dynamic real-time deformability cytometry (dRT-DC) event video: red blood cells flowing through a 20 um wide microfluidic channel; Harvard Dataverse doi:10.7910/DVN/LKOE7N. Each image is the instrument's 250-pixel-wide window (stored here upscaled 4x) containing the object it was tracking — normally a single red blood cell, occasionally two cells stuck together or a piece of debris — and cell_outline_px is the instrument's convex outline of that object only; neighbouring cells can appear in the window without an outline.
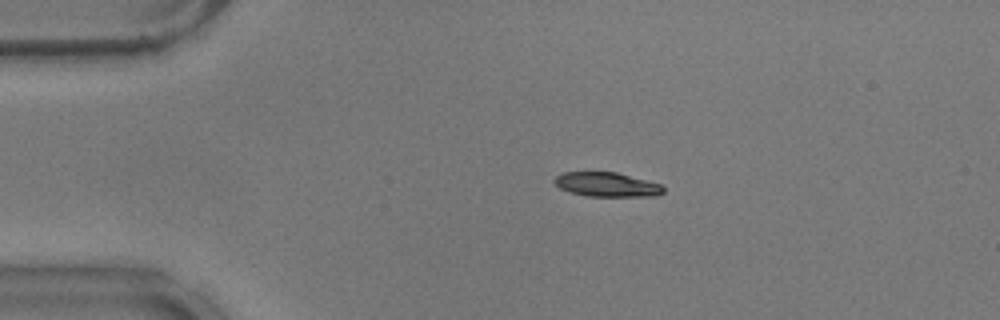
{"species": "common noctule bat (a hibernating species)", "species_latin": "Nyctalus noctula", "temperature_condition": "warm", "stored_images_in_passage": 54, "camera_frame_rate_fps": 3000, "um_per_image_px": 0.085, "animal": {"sex": "male", "body_mass_g": 17.9}, "frame": {"image": 1, "passage_image": 11, "time_ms": 3.333, "image_size_px": [1000, 320], "cell_outline_px": [[664, 192], [656, 196], [588, 196], [568, 192], [560, 188], [552, 180], [560, 172], [616, 172], [660, 184], [664, 188]], "centroid_in_image_um": [51.54, 15.68], "position_along_channel_um": 33.5, "area_um2": 15.43}}
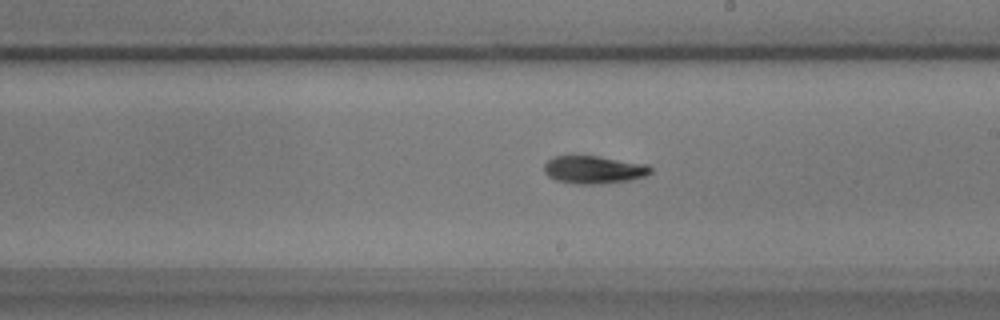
{"frame": {"image": 2, "passage_image": 31, "time_ms": 10.0, "image_size_px": [1000, 320], "cell_outline_px": [[652, 172], [644, 176], [632, 180], [600, 184], [576, 184], [556, 180], [548, 176], [544, 172], [544, 164], [548, 160], [556, 156], [596, 156], [648, 164], [652, 168]], "centroid_in_image_um": [50.49, 14.43], "position_along_channel_um": 238.5, "area_um2": 17.28}}
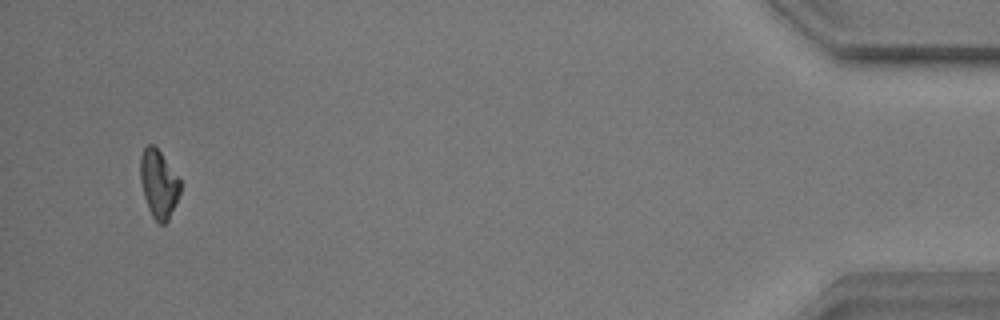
{"frame": {"image": 3, "passage_image": 52, "time_ms": 17.0, "image_size_px": [1000, 320], "cell_outline_px": [[180, 192], [168, 220], [164, 224], [160, 224], [152, 216], [148, 208], [144, 196], [140, 180], [140, 156], [144, 148], [148, 144], [152, 144], [160, 152], [180, 180]], "centroid_in_image_um": [13.46, 15.63], "position_along_channel_um": 421.7, "area_um2": 15.55}, "authors_computed_cell_mechanics": {"area_um2": 16.4441, "velocity_mm_per_s": 3.7272, "shape_relaxation_time_tau1_ms": 3.6779, "shape_relaxation_time_tau2_ms": null, "deformation_change_tau1": 0.1299, "deformation_change_tau2": null}}